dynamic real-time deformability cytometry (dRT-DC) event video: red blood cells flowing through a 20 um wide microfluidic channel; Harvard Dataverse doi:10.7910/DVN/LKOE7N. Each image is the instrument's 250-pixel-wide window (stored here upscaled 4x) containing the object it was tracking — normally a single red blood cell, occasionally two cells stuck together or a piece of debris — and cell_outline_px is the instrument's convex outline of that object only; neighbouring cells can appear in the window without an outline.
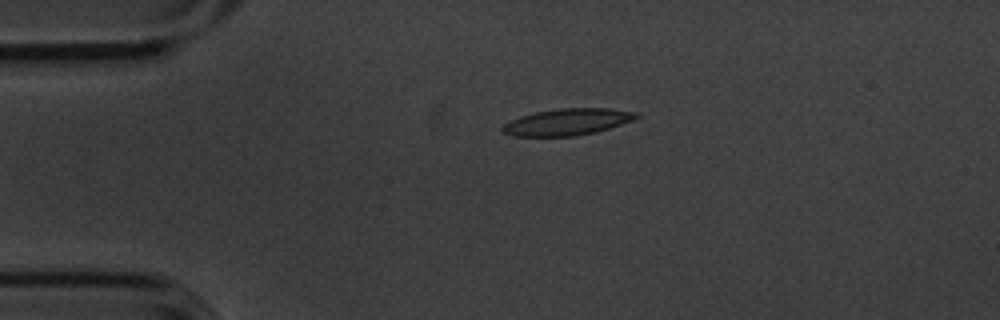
{"species": "common noctule bat (a hibernating species)", "species_latin": "Nyctalus noctula", "temperature_condition": "cold", "stored_images_in_passage": 2, "camera_frame_rate_fps": 3000, "um_per_image_px": 0.085, "animal": {"sex": "male", "body_mass_g": 20.1, "forearm_length_mm": 53.5}, "frame": {"image": 1, "passage_image": 1, "time_ms": 0.0, "image_size_px": [1000, 320], "cell_outline_px": [[640, 116], [632, 120], [596, 132], [572, 136], [512, 136], [504, 132], [500, 128], [504, 124], [520, 116], [536, 112], [560, 108], [608, 108], [640, 112]], "centroid_in_image_um": [48.24, 10.36], "position_along_channel_um": 36.8, "area_um2": 20.63}}